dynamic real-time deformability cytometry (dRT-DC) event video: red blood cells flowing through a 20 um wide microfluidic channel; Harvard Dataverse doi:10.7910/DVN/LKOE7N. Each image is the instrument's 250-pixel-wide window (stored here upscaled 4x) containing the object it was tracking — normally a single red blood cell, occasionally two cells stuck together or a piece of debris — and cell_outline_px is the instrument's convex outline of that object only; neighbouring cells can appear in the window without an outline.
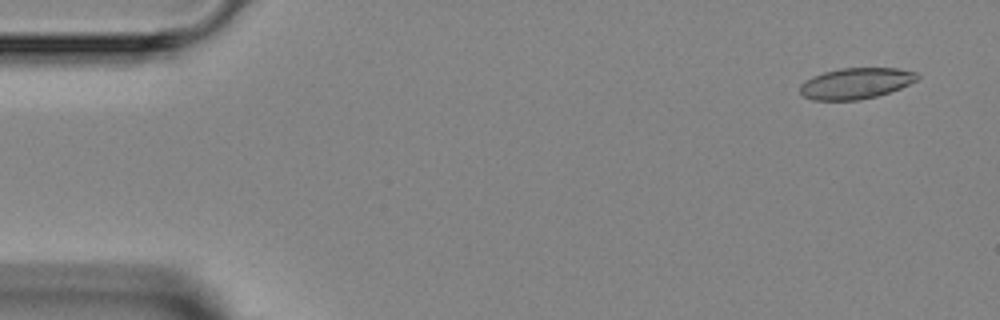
{"species": "Egyptian fruit bat (a non-hibernating species)", "species_latin": "Rousettus aegyptiacus", "temperature_condition": "room temperature", "stored_images_in_passage": 5, "camera_frame_rate_fps": 3000, "um_per_image_px": 0.085, "animal": {"sex": "female"}, "frame": {"image": 1, "passage_image": 1, "time_ms": 0.0, "image_size_px": [1000, 320], "cell_outline_px": [[920, 76], [916, 80], [900, 88], [876, 96], [860, 100], [812, 100], [804, 96], [800, 92], [800, 84], [812, 76], [824, 72], [840, 68], [900, 68], [916, 72]], "centroid_in_image_um": [72.74, 7.08], "position_along_channel_um": 12.3, "area_um2": 21.15}}